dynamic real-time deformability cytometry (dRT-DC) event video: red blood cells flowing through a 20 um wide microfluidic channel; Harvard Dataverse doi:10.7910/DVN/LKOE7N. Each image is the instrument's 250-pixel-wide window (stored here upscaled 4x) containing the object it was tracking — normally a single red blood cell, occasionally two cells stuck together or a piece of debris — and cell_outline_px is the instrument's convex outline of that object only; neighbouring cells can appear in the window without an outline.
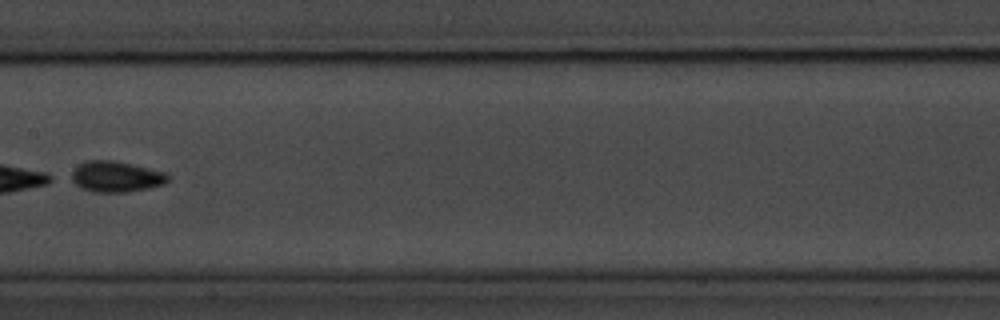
{"species": "common noctule bat (a hibernating species)", "species_latin": "Nyctalus noctula", "temperature_condition": "room temperature", "stored_images_in_passage": 8, "camera_frame_rate_fps": 3000, "um_per_image_px": 0.085, "animal": {"sex": "male", "body_mass_g": 20.1, "forearm_length_mm": 53.5}, "frame": {"image": 1, "passage_image": 8, "time_ms": 8.333, "image_size_px": [1000, 320], "cell_outline_px": [[168, 180], [164, 184], [148, 188], [124, 192], [96, 192], [80, 188], [68, 180], [64, 176], [80, 164], [88, 160], [112, 160], [132, 164], [164, 172], [168, 176]], "centroid_in_image_um": [9.74, 15.01], "position_along_channel_um": 197.7, "area_um2": 17.57}}